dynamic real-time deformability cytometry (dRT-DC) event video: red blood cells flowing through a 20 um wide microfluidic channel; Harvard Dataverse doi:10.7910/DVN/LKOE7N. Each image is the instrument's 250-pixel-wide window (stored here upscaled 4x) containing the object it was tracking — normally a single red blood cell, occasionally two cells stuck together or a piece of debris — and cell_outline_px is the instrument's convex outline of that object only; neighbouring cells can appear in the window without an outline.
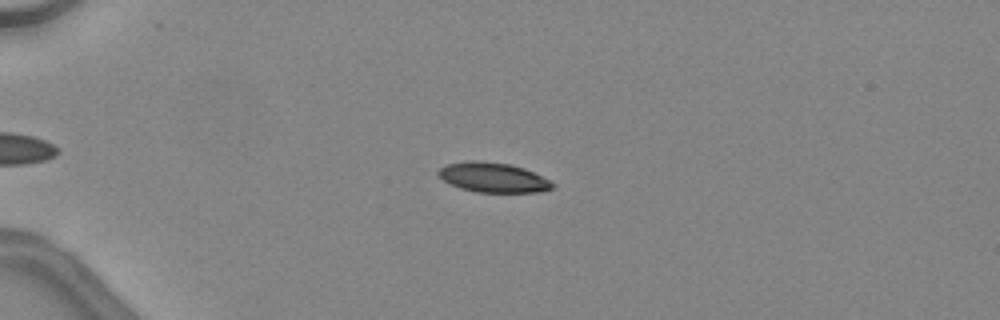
{"species": "common noctule bat (a hibernating species)", "species_latin": "Nyctalus noctula", "temperature_condition": "warm", "stored_images_in_passage": 34, "camera_frame_rate_fps": 3000, "um_per_image_px": 0.085, "animal": {"sex": "female", "body_mass_g": 24.6, "forearm_length_mm": 56.2}, "frame": {"image": 1, "passage_image": 5, "time_ms": 1.333, "image_size_px": [1000, 320], "cell_outline_px": [[556, 184], [552, 188], [540, 192], [476, 192], [460, 188], [444, 180], [436, 172], [440, 168], [448, 164], [468, 160], [480, 160], [512, 164], [524, 168]], "centroid_in_image_um": [41.91, 15.07], "position_along_channel_um": 43.1, "area_um2": 19.71}}
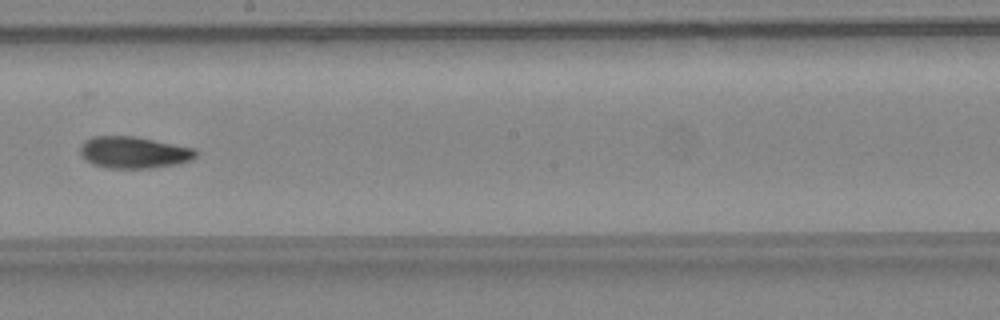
{"frame": {"image": 2, "passage_image": 21, "time_ms": 6.667, "image_size_px": [1000, 320], "cell_outline_px": [[196, 156], [192, 160], [176, 164], [152, 168], [108, 168], [92, 164], [80, 152], [80, 144], [84, 140], [92, 136], [132, 136], [192, 148], [196, 152]], "centroid_in_image_um": [11.33, 12.96], "position_along_channel_um": 236.9, "area_um2": 21.1}}
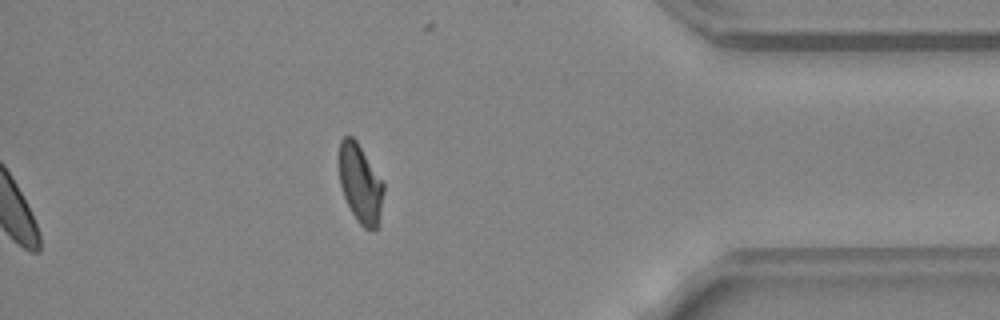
{"frame": {"image": 3, "passage_image": 34, "time_ms": 11.0, "image_size_px": [1000, 320], "cell_outline_px": [[384, 192], [380, 212], [376, 228], [364, 228], [360, 224], [352, 212], [344, 196], [340, 184], [340, 140], [344, 136], [352, 136], [356, 140], [384, 184]], "centroid_in_image_um": [30.62, 15.58], "position_along_channel_um": 404.6, "area_um2": 19.77}, "authors_computed_cell_mechanics": {"area_um2": 21.1548, "velocity_mm_per_s": 4.5427, "shape_relaxation_time_tau1_ms": null, "shape_relaxation_time_tau2_ms": 3.5059, "deformation_change_tau1": null, "deformation_change_tau2": 0.102}}